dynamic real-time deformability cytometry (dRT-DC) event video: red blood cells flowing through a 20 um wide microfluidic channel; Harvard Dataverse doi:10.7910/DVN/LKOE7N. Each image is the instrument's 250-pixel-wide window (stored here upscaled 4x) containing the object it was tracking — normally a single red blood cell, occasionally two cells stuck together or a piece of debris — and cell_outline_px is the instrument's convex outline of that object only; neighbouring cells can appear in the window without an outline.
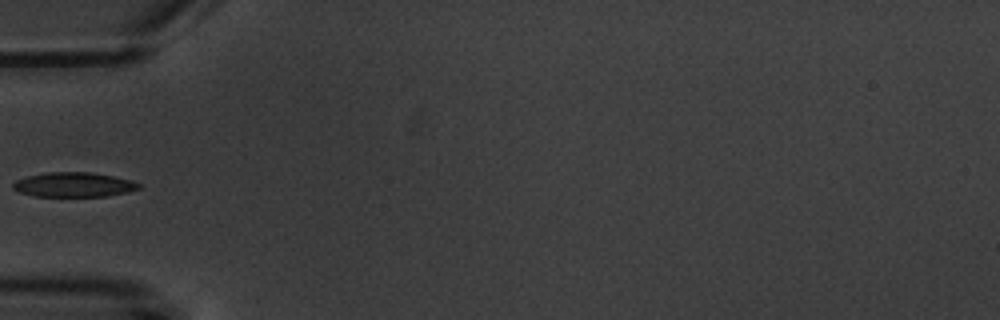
{"species": "common noctule bat (a hibernating species)", "species_latin": "Nyctalus noctula", "temperature_condition": "warm", "stored_images_in_passage": 5, "camera_frame_rate_fps": 3000, "um_per_image_px": 0.085, "animal": {"sex": "male", "body_mass_g": 20.1, "forearm_length_mm": 53.5}, "frame": {"image": 1, "passage_image": 4, "time_ms": 3.667, "image_size_px": [1000, 320], "cell_outline_px": [[140, 188], [128, 192], [108, 196], [32, 196], [20, 192], [12, 188], [12, 184], [16, 180], [28, 176], [48, 172], [92, 172], [132, 180], [140, 184]], "centroid_in_image_um": [6.27, 15.7], "position_along_channel_um": 78.7, "area_um2": 18.03}}